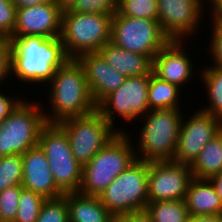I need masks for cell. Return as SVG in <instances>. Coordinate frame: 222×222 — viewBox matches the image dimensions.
<instances>
[{
    "mask_svg": "<svg viewBox=\"0 0 222 222\" xmlns=\"http://www.w3.org/2000/svg\"><path fill=\"white\" fill-rule=\"evenodd\" d=\"M10 73L18 80L33 84L50 83L56 70L70 58L60 37H10ZM37 82V83H36Z\"/></svg>",
    "mask_w": 222,
    "mask_h": 222,
    "instance_id": "6da1fadb",
    "label": "cell"
},
{
    "mask_svg": "<svg viewBox=\"0 0 222 222\" xmlns=\"http://www.w3.org/2000/svg\"><path fill=\"white\" fill-rule=\"evenodd\" d=\"M50 85L48 98L51 113L43 111L46 123H58L97 110L84 70L76 59H69L59 67Z\"/></svg>",
    "mask_w": 222,
    "mask_h": 222,
    "instance_id": "7a4b0ae2",
    "label": "cell"
},
{
    "mask_svg": "<svg viewBox=\"0 0 222 222\" xmlns=\"http://www.w3.org/2000/svg\"><path fill=\"white\" fill-rule=\"evenodd\" d=\"M126 130H121L95 156L83 165L82 183L79 193L98 197L109 184L135 160Z\"/></svg>",
    "mask_w": 222,
    "mask_h": 222,
    "instance_id": "3957f363",
    "label": "cell"
},
{
    "mask_svg": "<svg viewBox=\"0 0 222 222\" xmlns=\"http://www.w3.org/2000/svg\"><path fill=\"white\" fill-rule=\"evenodd\" d=\"M113 14L79 13L63 9L60 39L70 59L98 52L111 41Z\"/></svg>",
    "mask_w": 222,
    "mask_h": 222,
    "instance_id": "277c9868",
    "label": "cell"
},
{
    "mask_svg": "<svg viewBox=\"0 0 222 222\" xmlns=\"http://www.w3.org/2000/svg\"><path fill=\"white\" fill-rule=\"evenodd\" d=\"M181 113L179 109L149 110L138 138L136 159L146 162L173 161L183 120Z\"/></svg>",
    "mask_w": 222,
    "mask_h": 222,
    "instance_id": "5b68a950",
    "label": "cell"
},
{
    "mask_svg": "<svg viewBox=\"0 0 222 222\" xmlns=\"http://www.w3.org/2000/svg\"><path fill=\"white\" fill-rule=\"evenodd\" d=\"M149 162L136 159L98 196L117 218L143 211L148 203Z\"/></svg>",
    "mask_w": 222,
    "mask_h": 222,
    "instance_id": "8992f818",
    "label": "cell"
},
{
    "mask_svg": "<svg viewBox=\"0 0 222 222\" xmlns=\"http://www.w3.org/2000/svg\"><path fill=\"white\" fill-rule=\"evenodd\" d=\"M38 145L49 162L56 185L64 192H78L82 183L83 166L73 156L68 135L58 123H46Z\"/></svg>",
    "mask_w": 222,
    "mask_h": 222,
    "instance_id": "52a82bcc",
    "label": "cell"
},
{
    "mask_svg": "<svg viewBox=\"0 0 222 222\" xmlns=\"http://www.w3.org/2000/svg\"><path fill=\"white\" fill-rule=\"evenodd\" d=\"M40 104L24 99L0 123V157L25 154L38 145L42 127L46 124Z\"/></svg>",
    "mask_w": 222,
    "mask_h": 222,
    "instance_id": "ba28073f",
    "label": "cell"
},
{
    "mask_svg": "<svg viewBox=\"0 0 222 222\" xmlns=\"http://www.w3.org/2000/svg\"><path fill=\"white\" fill-rule=\"evenodd\" d=\"M170 41L158 20L113 14L111 42L130 52L148 56L151 60Z\"/></svg>",
    "mask_w": 222,
    "mask_h": 222,
    "instance_id": "9c48e42d",
    "label": "cell"
},
{
    "mask_svg": "<svg viewBox=\"0 0 222 222\" xmlns=\"http://www.w3.org/2000/svg\"><path fill=\"white\" fill-rule=\"evenodd\" d=\"M58 124L68 135L72 154L82 166L120 132L97 110L85 116L69 117Z\"/></svg>",
    "mask_w": 222,
    "mask_h": 222,
    "instance_id": "30bf717a",
    "label": "cell"
},
{
    "mask_svg": "<svg viewBox=\"0 0 222 222\" xmlns=\"http://www.w3.org/2000/svg\"><path fill=\"white\" fill-rule=\"evenodd\" d=\"M148 85L149 75L126 77L121 87L97 105V111L112 125L116 114L117 118L122 117L126 122H132L138 117L141 119V116H145L150 110L147 98Z\"/></svg>",
    "mask_w": 222,
    "mask_h": 222,
    "instance_id": "8fae6325",
    "label": "cell"
},
{
    "mask_svg": "<svg viewBox=\"0 0 222 222\" xmlns=\"http://www.w3.org/2000/svg\"><path fill=\"white\" fill-rule=\"evenodd\" d=\"M197 110L188 119L183 116L173 159L175 162L191 165L202 148L222 130L221 119Z\"/></svg>",
    "mask_w": 222,
    "mask_h": 222,
    "instance_id": "7c38bea8",
    "label": "cell"
},
{
    "mask_svg": "<svg viewBox=\"0 0 222 222\" xmlns=\"http://www.w3.org/2000/svg\"><path fill=\"white\" fill-rule=\"evenodd\" d=\"M192 178L190 165L175 161L149 162L148 202L184 199Z\"/></svg>",
    "mask_w": 222,
    "mask_h": 222,
    "instance_id": "4fadbf2b",
    "label": "cell"
},
{
    "mask_svg": "<svg viewBox=\"0 0 222 222\" xmlns=\"http://www.w3.org/2000/svg\"><path fill=\"white\" fill-rule=\"evenodd\" d=\"M156 1L158 21L170 40H184V37L197 33L198 25H201L199 20L202 21L204 0Z\"/></svg>",
    "mask_w": 222,
    "mask_h": 222,
    "instance_id": "5bb4252c",
    "label": "cell"
},
{
    "mask_svg": "<svg viewBox=\"0 0 222 222\" xmlns=\"http://www.w3.org/2000/svg\"><path fill=\"white\" fill-rule=\"evenodd\" d=\"M63 9L51 0L40 5L17 8L16 24L11 37H60Z\"/></svg>",
    "mask_w": 222,
    "mask_h": 222,
    "instance_id": "9a60e30c",
    "label": "cell"
},
{
    "mask_svg": "<svg viewBox=\"0 0 222 222\" xmlns=\"http://www.w3.org/2000/svg\"><path fill=\"white\" fill-rule=\"evenodd\" d=\"M182 43L183 40H170L152 60V73L179 88L194 75L192 60L183 51Z\"/></svg>",
    "mask_w": 222,
    "mask_h": 222,
    "instance_id": "2e32d148",
    "label": "cell"
},
{
    "mask_svg": "<svg viewBox=\"0 0 222 222\" xmlns=\"http://www.w3.org/2000/svg\"><path fill=\"white\" fill-rule=\"evenodd\" d=\"M82 66L89 90L96 105L121 87L126 79L112 68L98 52L85 53L76 58Z\"/></svg>",
    "mask_w": 222,
    "mask_h": 222,
    "instance_id": "e0dca14e",
    "label": "cell"
},
{
    "mask_svg": "<svg viewBox=\"0 0 222 222\" xmlns=\"http://www.w3.org/2000/svg\"><path fill=\"white\" fill-rule=\"evenodd\" d=\"M22 187L42 195L46 199L63 196L65 193L56 185L49 162L39 145L22 155Z\"/></svg>",
    "mask_w": 222,
    "mask_h": 222,
    "instance_id": "ac0fdd59",
    "label": "cell"
},
{
    "mask_svg": "<svg viewBox=\"0 0 222 222\" xmlns=\"http://www.w3.org/2000/svg\"><path fill=\"white\" fill-rule=\"evenodd\" d=\"M98 53L112 68L125 77L144 76L152 72V60L148 56L126 51L111 41Z\"/></svg>",
    "mask_w": 222,
    "mask_h": 222,
    "instance_id": "d6986e66",
    "label": "cell"
},
{
    "mask_svg": "<svg viewBox=\"0 0 222 222\" xmlns=\"http://www.w3.org/2000/svg\"><path fill=\"white\" fill-rule=\"evenodd\" d=\"M184 201L190 216L222 215V202L209 179L193 177Z\"/></svg>",
    "mask_w": 222,
    "mask_h": 222,
    "instance_id": "ffe728a7",
    "label": "cell"
},
{
    "mask_svg": "<svg viewBox=\"0 0 222 222\" xmlns=\"http://www.w3.org/2000/svg\"><path fill=\"white\" fill-rule=\"evenodd\" d=\"M69 222H114L117 218L103 205L99 197L79 192L64 194Z\"/></svg>",
    "mask_w": 222,
    "mask_h": 222,
    "instance_id": "44dd1931",
    "label": "cell"
},
{
    "mask_svg": "<svg viewBox=\"0 0 222 222\" xmlns=\"http://www.w3.org/2000/svg\"><path fill=\"white\" fill-rule=\"evenodd\" d=\"M190 169L197 179H209L222 171V130L202 148Z\"/></svg>",
    "mask_w": 222,
    "mask_h": 222,
    "instance_id": "7402d4cb",
    "label": "cell"
},
{
    "mask_svg": "<svg viewBox=\"0 0 222 222\" xmlns=\"http://www.w3.org/2000/svg\"><path fill=\"white\" fill-rule=\"evenodd\" d=\"M181 88L167 81L159 79L152 72L149 74L148 104L149 109H180L179 96Z\"/></svg>",
    "mask_w": 222,
    "mask_h": 222,
    "instance_id": "603a6c76",
    "label": "cell"
},
{
    "mask_svg": "<svg viewBox=\"0 0 222 222\" xmlns=\"http://www.w3.org/2000/svg\"><path fill=\"white\" fill-rule=\"evenodd\" d=\"M201 77L209 98V107H201V110L222 120V67L208 66L202 69Z\"/></svg>",
    "mask_w": 222,
    "mask_h": 222,
    "instance_id": "cb8c5ba5",
    "label": "cell"
},
{
    "mask_svg": "<svg viewBox=\"0 0 222 222\" xmlns=\"http://www.w3.org/2000/svg\"><path fill=\"white\" fill-rule=\"evenodd\" d=\"M145 210L153 222H188L190 218L184 199L148 202Z\"/></svg>",
    "mask_w": 222,
    "mask_h": 222,
    "instance_id": "d4e9b609",
    "label": "cell"
},
{
    "mask_svg": "<svg viewBox=\"0 0 222 222\" xmlns=\"http://www.w3.org/2000/svg\"><path fill=\"white\" fill-rule=\"evenodd\" d=\"M22 155L13 154L0 157V191L22 184Z\"/></svg>",
    "mask_w": 222,
    "mask_h": 222,
    "instance_id": "484cf974",
    "label": "cell"
},
{
    "mask_svg": "<svg viewBox=\"0 0 222 222\" xmlns=\"http://www.w3.org/2000/svg\"><path fill=\"white\" fill-rule=\"evenodd\" d=\"M45 200L46 198L42 195L23 189L19 197L18 212L14 222H36Z\"/></svg>",
    "mask_w": 222,
    "mask_h": 222,
    "instance_id": "4316f807",
    "label": "cell"
},
{
    "mask_svg": "<svg viewBox=\"0 0 222 222\" xmlns=\"http://www.w3.org/2000/svg\"><path fill=\"white\" fill-rule=\"evenodd\" d=\"M117 11L127 17L158 20L156 0H119Z\"/></svg>",
    "mask_w": 222,
    "mask_h": 222,
    "instance_id": "83f0119b",
    "label": "cell"
},
{
    "mask_svg": "<svg viewBox=\"0 0 222 222\" xmlns=\"http://www.w3.org/2000/svg\"><path fill=\"white\" fill-rule=\"evenodd\" d=\"M36 222H69L65 196L46 199L41 206Z\"/></svg>",
    "mask_w": 222,
    "mask_h": 222,
    "instance_id": "f1b7e54d",
    "label": "cell"
},
{
    "mask_svg": "<svg viewBox=\"0 0 222 222\" xmlns=\"http://www.w3.org/2000/svg\"><path fill=\"white\" fill-rule=\"evenodd\" d=\"M22 185H14L0 191V222H14Z\"/></svg>",
    "mask_w": 222,
    "mask_h": 222,
    "instance_id": "f546056e",
    "label": "cell"
},
{
    "mask_svg": "<svg viewBox=\"0 0 222 222\" xmlns=\"http://www.w3.org/2000/svg\"><path fill=\"white\" fill-rule=\"evenodd\" d=\"M119 0H76L70 9L79 13L114 14Z\"/></svg>",
    "mask_w": 222,
    "mask_h": 222,
    "instance_id": "4dcf8cb0",
    "label": "cell"
},
{
    "mask_svg": "<svg viewBox=\"0 0 222 222\" xmlns=\"http://www.w3.org/2000/svg\"><path fill=\"white\" fill-rule=\"evenodd\" d=\"M16 5L12 0H0V38L9 39L16 24Z\"/></svg>",
    "mask_w": 222,
    "mask_h": 222,
    "instance_id": "1f68e13d",
    "label": "cell"
},
{
    "mask_svg": "<svg viewBox=\"0 0 222 222\" xmlns=\"http://www.w3.org/2000/svg\"><path fill=\"white\" fill-rule=\"evenodd\" d=\"M212 18V39L210 40L209 50L213 65L222 67V16H213Z\"/></svg>",
    "mask_w": 222,
    "mask_h": 222,
    "instance_id": "d6a6232c",
    "label": "cell"
},
{
    "mask_svg": "<svg viewBox=\"0 0 222 222\" xmlns=\"http://www.w3.org/2000/svg\"><path fill=\"white\" fill-rule=\"evenodd\" d=\"M11 75L10 73V42L8 39L0 38V82L6 77ZM1 84V83H0Z\"/></svg>",
    "mask_w": 222,
    "mask_h": 222,
    "instance_id": "836d02e7",
    "label": "cell"
},
{
    "mask_svg": "<svg viewBox=\"0 0 222 222\" xmlns=\"http://www.w3.org/2000/svg\"><path fill=\"white\" fill-rule=\"evenodd\" d=\"M22 100L18 97L10 98V96L0 92V123L10 115Z\"/></svg>",
    "mask_w": 222,
    "mask_h": 222,
    "instance_id": "e575fe53",
    "label": "cell"
},
{
    "mask_svg": "<svg viewBox=\"0 0 222 222\" xmlns=\"http://www.w3.org/2000/svg\"><path fill=\"white\" fill-rule=\"evenodd\" d=\"M122 222H153L146 210L125 214L119 218Z\"/></svg>",
    "mask_w": 222,
    "mask_h": 222,
    "instance_id": "d590c367",
    "label": "cell"
},
{
    "mask_svg": "<svg viewBox=\"0 0 222 222\" xmlns=\"http://www.w3.org/2000/svg\"><path fill=\"white\" fill-rule=\"evenodd\" d=\"M222 202V171L209 178Z\"/></svg>",
    "mask_w": 222,
    "mask_h": 222,
    "instance_id": "8d00e7d4",
    "label": "cell"
},
{
    "mask_svg": "<svg viewBox=\"0 0 222 222\" xmlns=\"http://www.w3.org/2000/svg\"><path fill=\"white\" fill-rule=\"evenodd\" d=\"M49 1L51 0H12V2L16 5V8H26L47 3Z\"/></svg>",
    "mask_w": 222,
    "mask_h": 222,
    "instance_id": "74e56055",
    "label": "cell"
},
{
    "mask_svg": "<svg viewBox=\"0 0 222 222\" xmlns=\"http://www.w3.org/2000/svg\"><path fill=\"white\" fill-rule=\"evenodd\" d=\"M208 3L211 5V12H213V14H211L212 16H222V0H208L207 2V7H208Z\"/></svg>",
    "mask_w": 222,
    "mask_h": 222,
    "instance_id": "f35d334b",
    "label": "cell"
},
{
    "mask_svg": "<svg viewBox=\"0 0 222 222\" xmlns=\"http://www.w3.org/2000/svg\"><path fill=\"white\" fill-rule=\"evenodd\" d=\"M219 217L216 215L190 216L189 222H217Z\"/></svg>",
    "mask_w": 222,
    "mask_h": 222,
    "instance_id": "ab89813d",
    "label": "cell"
},
{
    "mask_svg": "<svg viewBox=\"0 0 222 222\" xmlns=\"http://www.w3.org/2000/svg\"><path fill=\"white\" fill-rule=\"evenodd\" d=\"M75 1H76V0H55V2H56L62 9L70 8Z\"/></svg>",
    "mask_w": 222,
    "mask_h": 222,
    "instance_id": "60d3db41",
    "label": "cell"
},
{
    "mask_svg": "<svg viewBox=\"0 0 222 222\" xmlns=\"http://www.w3.org/2000/svg\"><path fill=\"white\" fill-rule=\"evenodd\" d=\"M217 222H222V215L218 218Z\"/></svg>",
    "mask_w": 222,
    "mask_h": 222,
    "instance_id": "b9f144b4",
    "label": "cell"
},
{
    "mask_svg": "<svg viewBox=\"0 0 222 222\" xmlns=\"http://www.w3.org/2000/svg\"><path fill=\"white\" fill-rule=\"evenodd\" d=\"M114 222H122L120 219H116Z\"/></svg>",
    "mask_w": 222,
    "mask_h": 222,
    "instance_id": "7bdbcfd3",
    "label": "cell"
}]
</instances>
